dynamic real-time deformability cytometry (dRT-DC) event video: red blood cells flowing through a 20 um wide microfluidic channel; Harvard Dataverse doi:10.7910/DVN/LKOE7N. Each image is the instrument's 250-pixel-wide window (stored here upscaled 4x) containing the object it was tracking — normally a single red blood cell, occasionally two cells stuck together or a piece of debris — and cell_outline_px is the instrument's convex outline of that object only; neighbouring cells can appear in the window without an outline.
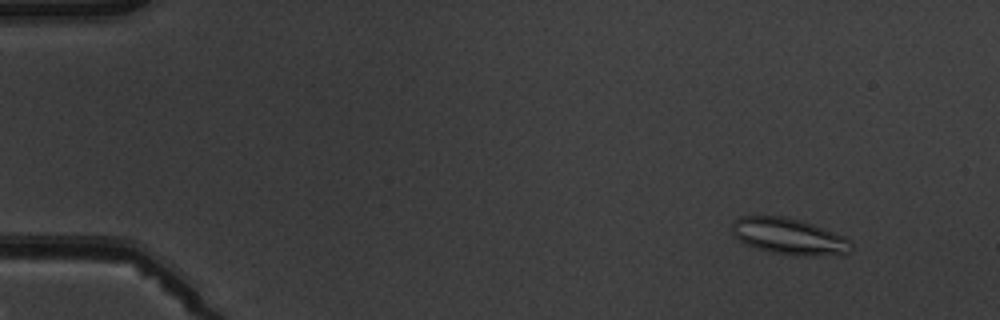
{"species": "common noctule bat (a hibernating species)", "species_latin": "Nyctalus noctula", "temperature_condition": "warm", "stored_images_in_passage": 4, "camera_frame_rate_fps": 3000, "um_per_image_px": 0.085, "animal": {"sex": "male", "body_mass_g": 19.5, "forearm_length_mm": 54.6}, "frame": {"image": 1, "passage_image": 1, "time_ms": 0.0, "image_size_px": [1000, 320], "cell_outline_px": [[852, 248], [844, 256], [796, 256], [772, 252], [756, 248], [744, 244], [732, 232], [732, 224], [740, 216], [780, 216], [800, 220], [812, 224], [844, 236], [852, 240]], "centroid_in_image_um": [67.13, 20.12], "position_along_channel_um": 17.9, "area_um2": 25.43}}
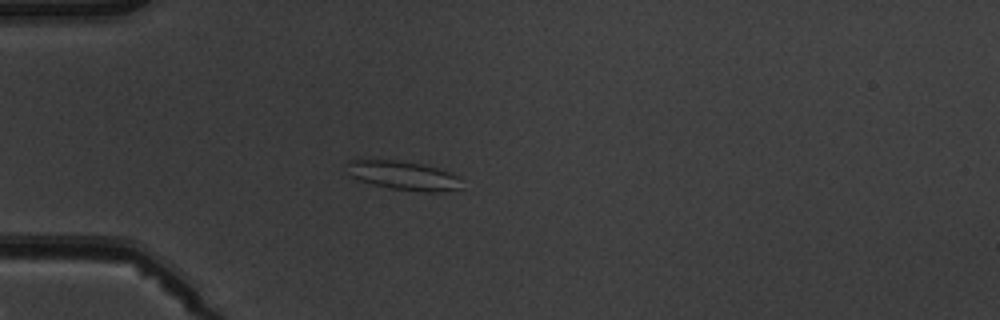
{"frame": {"image": 2, "passage_image": 4, "time_ms": 3.333, "image_size_px": [1000, 320], "cell_outline_px": [[460, 188], [440, 192], [424, 192], [388, 188], [356, 180], [352, 176], [344, 160], [400, 160], [424, 164], [440, 168], [460, 176]], "centroid_in_image_um": [34.3, 14.91], "position_along_channel_um": 50.7, "area_um2": 19.59}}